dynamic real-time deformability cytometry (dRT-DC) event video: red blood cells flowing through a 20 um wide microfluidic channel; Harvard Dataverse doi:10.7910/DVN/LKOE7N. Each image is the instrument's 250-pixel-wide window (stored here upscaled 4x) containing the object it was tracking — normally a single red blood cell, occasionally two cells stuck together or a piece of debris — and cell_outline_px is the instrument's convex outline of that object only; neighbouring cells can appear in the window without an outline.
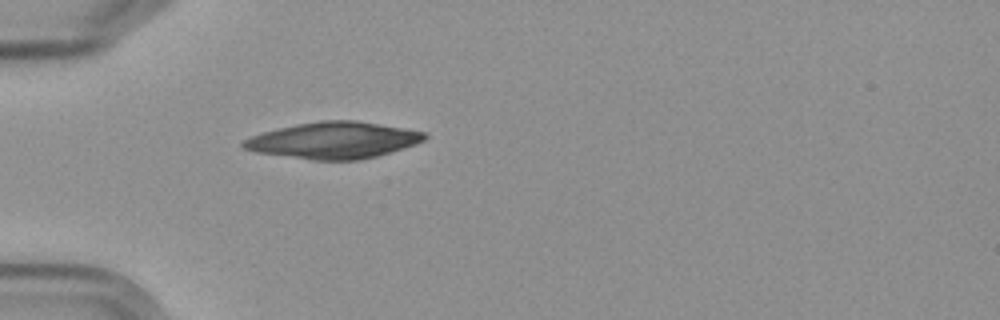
{"species": "Egyptian fruit bat (a non-hibernating species)", "species_latin": "Rousettus aegyptiacus", "temperature_condition": "cold", "stored_images_in_passage": 6, "segment_of_instrument_passage": [2, 2], "camera_frame_rate_fps": 3000, "um_per_image_px": 0.085, "frame": {"image": 1, "passage_image": 6, "time_ms": 6.667, "image_size_px": [1000, 320], "cell_outline_px": [[428, 136], [424, 140], [416, 144], [404, 148], [376, 156], [360, 160], [312, 160], [256, 152], [244, 148], [240, 144], [244, 140], [252, 136], [264, 132], [296, 124], [320, 120], [356, 120], [424, 132]], "centroid_in_image_um": [28.35, 11.93], "position_along_channel_um": 56.6, "area_um2": 38.26}}